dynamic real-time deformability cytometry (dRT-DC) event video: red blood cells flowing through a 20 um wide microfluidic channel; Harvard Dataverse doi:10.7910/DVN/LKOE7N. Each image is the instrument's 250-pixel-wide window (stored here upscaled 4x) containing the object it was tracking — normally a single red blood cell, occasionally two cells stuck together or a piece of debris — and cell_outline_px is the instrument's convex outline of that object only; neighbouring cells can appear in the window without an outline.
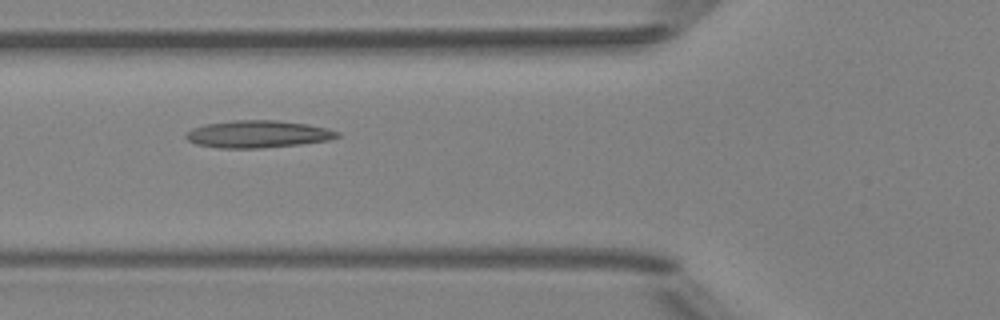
{"species": "Egyptian fruit bat (a non-hibernating species)", "species_latin": "Rousettus aegyptiacus", "temperature_condition": "room temperature", "stored_images_in_passage": 8, "camera_frame_rate_fps": 3000, "um_per_image_px": 0.085, "animal": {"sex": "female"}, "frame": {"image": 1, "passage_image": 5, "time_ms": 1.333, "image_size_px": [1000, 320], "cell_outline_px": [[340, 136], [328, 140], [300, 144], [264, 148], [220, 148], [196, 144], [188, 140], [184, 136], [192, 128], [204, 124], [232, 120], [276, 120], [308, 124], [328, 128], [340, 132]], "centroid_in_image_um": [21.92, 11.39], "position_along_channel_um": 103.9, "area_um2": 24.16}}
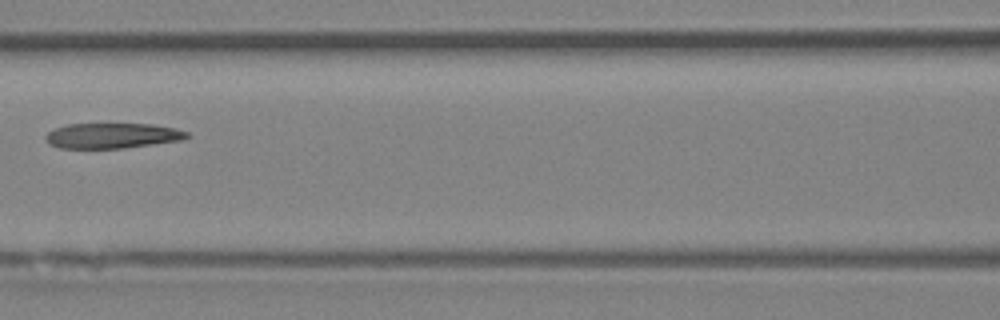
{"frame": {"image": 2, "passage_image": 6, "time_ms": 1.667, "image_size_px": [1000, 320], "cell_outline_px": [[192, 136], [180, 140], [124, 148], [60, 148], [48, 144], [44, 136], [48, 132], [56, 128], [68, 124], [152, 124], [176, 128], [188, 132]], "centroid_in_image_um": [9.54, 11.53], "position_along_channel_um": 157.1, "area_um2": 20.81}}
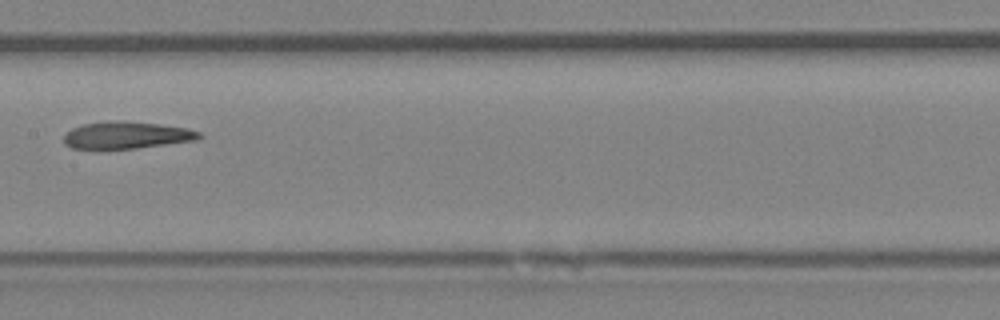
{"frame": {"image": 3, "passage_image": 7, "time_ms": 2.0, "image_size_px": [1000, 320], "cell_outline_px": [[204, 136], [196, 140], [136, 148], [72, 148], [64, 144], [64, 136], [72, 128], [84, 124], [112, 120], [124, 120], [160, 124], [188, 128], [200, 132]], "centroid_in_image_um": [10.79, 11.47], "position_along_channel_um": 196.6, "area_um2": 21.27}}